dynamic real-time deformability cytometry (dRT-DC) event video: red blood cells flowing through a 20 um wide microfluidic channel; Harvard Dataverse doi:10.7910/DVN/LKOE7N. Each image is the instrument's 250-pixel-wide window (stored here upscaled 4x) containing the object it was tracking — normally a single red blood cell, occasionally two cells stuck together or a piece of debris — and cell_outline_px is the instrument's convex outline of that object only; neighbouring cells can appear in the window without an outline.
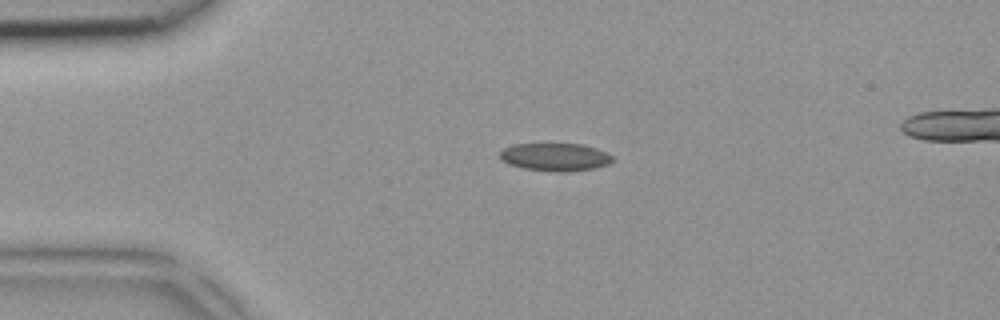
{"species": "common noctule bat (a hibernating species)", "species_latin": "Nyctalus noctula", "temperature_condition": "room temperature", "stored_images_in_passage": 3, "camera_frame_rate_fps": 3000, "um_per_image_px": 0.085, "animal": {"sex": "female", "body_mass_g": 18.4}, "frame": {"image": 1, "passage_image": 1, "time_ms": 0.0, "image_size_px": [1000, 320], "cell_outline_px": [[612, 160], [608, 164], [592, 168], [568, 172], [560, 172], [524, 168], [508, 164], [500, 160], [500, 152], [504, 148], [516, 144], [584, 144], [596, 148], [612, 156]], "centroid_in_image_um": [47.16, 13.34], "position_along_channel_um": 37.8, "area_um2": 18.09}}